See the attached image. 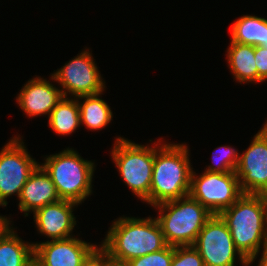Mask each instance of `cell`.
Masks as SVG:
<instances>
[{"mask_svg": "<svg viewBox=\"0 0 267 266\" xmlns=\"http://www.w3.org/2000/svg\"><path fill=\"white\" fill-rule=\"evenodd\" d=\"M219 216L248 266L257 258L261 245L267 250V195L243 193Z\"/></svg>", "mask_w": 267, "mask_h": 266, "instance_id": "cell-1", "label": "cell"}, {"mask_svg": "<svg viewBox=\"0 0 267 266\" xmlns=\"http://www.w3.org/2000/svg\"><path fill=\"white\" fill-rule=\"evenodd\" d=\"M157 143V144H156ZM154 143L150 205L189 195L192 167L186 144Z\"/></svg>", "mask_w": 267, "mask_h": 266, "instance_id": "cell-2", "label": "cell"}, {"mask_svg": "<svg viewBox=\"0 0 267 266\" xmlns=\"http://www.w3.org/2000/svg\"><path fill=\"white\" fill-rule=\"evenodd\" d=\"M110 227L101 246L127 262L167 246L156 218L120 217Z\"/></svg>", "mask_w": 267, "mask_h": 266, "instance_id": "cell-3", "label": "cell"}, {"mask_svg": "<svg viewBox=\"0 0 267 266\" xmlns=\"http://www.w3.org/2000/svg\"><path fill=\"white\" fill-rule=\"evenodd\" d=\"M156 218L169 246H193L212 213L190 195L159 203Z\"/></svg>", "mask_w": 267, "mask_h": 266, "instance_id": "cell-4", "label": "cell"}, {"mask_svg": "<svg viewBox=\"0 0 267 266\" xmlns=\"http://www.w3.org/2000/svg\"><path fill=\"white\" fill-rule=\"evenodd\" d=\"M50 176L60 199L82 203L92 193L94 163L83 159L74 149H65L39 164Z\"/></svg>", "mask_w": 267, "mask_h": 266, "instance_id": "cell-5", "label": "cell"}, {"mask_svg": "<svg viewBox=\"0 0 267 266\" xmlns=\"http://www.w3.org/2000/svg\"><path fill=\"white\" fill-rule=\"evenodd\" d=\"M111 151L123 181L139 199L150 204L154 146H144L118 137Z\"/></svg>", "mask_w": 267, "mask_h": 266, "instance_id": "cell-6", "label": "cell"}, {"mask_svg": "<svg viewBox=\"0 0 267 266\" xmlns=\"http://www.w3.org/2000/svg\"><path fill=\"white\" fill-rule=\"evenodd\" d=\"M243 194L236 172H203L196 176L192 170L189 195L205 206L213 215H219Z\"/></svg>", "mask_w": 267, "mask_h": 266, "instance_id": "cell-7", "label": "cell"}, {"mask_svg": "<svg viewBox=\"0 0 267 266\" xmlns=\"http://www.w3.org/2000/svg\"><path fill=\"white\" fill-rule=\"evenodd\" d=\"M193 247L205 266H234L236 255L243 266H248V261L236 249L231 233L219 215H212L205 223Z\"/></svg>", "mask_w": 267, "mask_h": 266, "instance_id": "cell-8", "label": "cell"}, {"mask_svg": "<svg viewBox=\"0 0 267 266\" xmlns=\"http://www.w3.org/2000/svg\"><path fill=\"white\" fill-rule=\"evenodd\" d=\"M21 137H13L0 151V206L7 205V197L19 198L30 174L39 165L25 149Z\"/></svg>", "mask_w": 267, "mask_h": 266, "instance_id": "cell-9", "label": "cell"}, {"mask_svg": "<svg viewBox=\"0 0 267 266\" xmlns=\"http://www.w3.org/2000/svg\"><path fill=\"white\" fill-rule=\"evenodd\" d=\"M91 54L90 51L84 50L51 75V79L61 85L63 97H67L68 92L78 98L104 91L105 81L103 82L99 75Z\"/></svg>", "mask_w": 267, "mask_h": 266, "instance_id": "cell-10", "label": "cell"}, {"mask_svg": "<svg viewBox=\"0 0 267 266\" xmlns=\"http://www.w3.org/2000/svg\"><path fill=\"white\" fill-rule=\"evenodd\" d=\"M235 172L243 193L267 195V120L248 149L239 155Z\"/></svg>", "mask_w": 267, "mask_h": 266, "instance_id": "cell-11", "label": "cell"}, {"mask_svg": "<svg viewBox=\"0 0 267 266\" xmlns=\"http://www.w3.org/2000/svg\"><path fill=\"white\" fill-rule=\"evenodd\" d=\"M33 246L34 261L39 266H82L97 247L75 236Z\"/></svg>", "mask_w": 267, "mask_h": 266, "instance_id": "cell-12", "label": "cell"}, {"mask_svg": "<svg viewBox=\"0 0 267 266\" xmlns=\"http://www.w3.org/2000/svg\"><path fill=\"white\" fill-rule=\"evenodd\" d=\"M75 206H78L75 202L60 199L37 209L33 213L37 230L52 241L73 237L76 218L72 212Z\"/></svg>", "mask_w": 267, "mask_h": 266, "instance_id": "cell-13", "label": "cell"}, {"mask_svg": "<svg viewBox=\"0 0 267 266\" xmlns=\"http://www.w3.org/2000/svg\"><path fill=\"white\" fill-rule=\"evenodd\" d=\"M63 97L61 89L41 77L29 80L20 90L16 100L20 108L29 116L47 115Z\"/></svg>", "mask_w": 267, "mask_h": 266, "instance_id": "cell-14", "label": "cell"}, {"mask_svg": "<svg viewBox=\"0 0 267 266\" xmlns=\"http://www.w3.org/2000/svg\"><path fill=\"white\" fill-rule=\"evenodd\" d=\"M19 209L28 216L27 212L33 213L47 205L60 200L52 179L47 172L38 165L30 174L19 196Z\"/></svg>", "mask_w": 267, "mask_h": 266, "instance_id": "cell-15", "label": "cell"}, {"mask_svg": "<svg viewBox=\"0 0 267 266\" xmlns=\"http://www.w3.org/2000/svg\"><path fill=\"white\" fill-rule=\"evenodd\" d=\"M227 52L228 66L236 81L240 83L258 82L255 47L253 45L230 42Z\"/></svg>", "mask_w": 267, "mask_h": 266, "instance_id": "cell-16", "label": "cell"}, {"mask_svg": "<svg viewBox=\"0 0 267 266\" xmlns=\"http://www.w3.org/2000/svg\"><path fill=\"white\" fill-rule=\"evenodd\" d=\"M11 228L0 236V266H28L34 261L33 243H25Z\"/></svg>", "mask_w": 267, "mask_h": 266, "instance_id": "cell-17", "label": "cell"}, {"mask_svg": "<svg viewBox=\"0 0 267 266\" xmlns=\"http://www.w3.org/2000/svg\"><path fill=\"white\" fill-rule=\"evenodd\" d=\"M231 42L263 46L267 43V19L244 15L231 26Z\"/></svg>", "mask_w": 267, "mask_h": 266, "instance_id": "cell-18", "label": "cell"}, {"mask_svg": "<svg viewBox=\"0 0 267 266\" xmlns=\"http://www.w3.org/2000/svg\"><path fill=\"white\" fill-rule=\"evenodd\" d=\"M101 94L103 93L77 98L81 124H84L90 130H99L106 127L113 118L109 105L99 98ZM78 99H84L83 103L79 102Z\"/></svg>", "mask_w": 267, "mask_h": 266, "instance_id": "cell-19", "label": "cell"}, {"mask_svg": "<svg viewBox=\"0 0 267 266\" xmlns=\"http://www.w3.org/2000/svg\"><path fill=\"white\" fill-rule=\"evenodd\" d=\"M49 127L58 135L75 132L81 125L77 98L62 97L48 117Z\"/></svg>", "mask_w": 267, "mask_h": 266, "instance_id": "cell-20", "label": "cell"}, {"mask_svg": "<svg viewBox=\"0 0 267 266\" xmlns=\"http://www.w3.org/2000/svg\"><path fill=\"white\" fill-rule=\"evenodd\" d=\"M212 155L213 165L208 166L205 171L226 173L235 172L239 163V153L231 146H220Z\"/></svg>", "mask_w": 267, "mask_h": 266, "instance_id": "cell-21", "label": "cell"}, {"mask_svg": "<svg viewBox=\"0 0 267 266\" xmlns=\"http://www.w3.org/2000/svg\"><path fill=\"white\" fill-rule=\"evenodd\" d=\"M174 246L165 248L128 261L129 266H171Z\"/></svg>", "mask_w": 267, "mask_h": 266, "instance_id": "cell-22", "label": "cell"}, {"mask_svg": "<svg viewBox=\"0 0 267 266\" xmlns=\"http://www.w3.org/2000/svg\"><path fill=\"white\" fill-rule=\"evenodd\" d=\"M171 266H205V264L193 246H176Z\"/></svg>", "mask_w": 267, "mask_h": 266, "instance_id": "cell-23", "label": "cell"}, {"mask_svg": "<svg viewBox=\"0 0 267 266\" xmlns=\"http://www.w3.org/2000/svg\"><path fill=\"white\" fill-rule=\"evenodd\" d=\"M255 64L258 71V83L267 80V48L255 46Z\"/></svg>", "mask_w": 267, "mask_h": 266, "instance_id": "cell-24", "label": "cell"}, {"mask_svg": "<svg viewBox=\"0 0 267 266\" xmlns=\"http://www.w3.org/2000/svg\"><path fill=\"white\" fill-rule=\"evenodd\" d=\"M101 266H129L128 262L112 256L101 246Z\"/></svg>", "mask_w": 267, "mask_h": 266, "instance_id": "cell-25", "label": "cell"}, {"mask_svg": "<svg viewBox=\"0 0 267 266\" xmlns=\"http://www.w3.org/2000/svg\"><path fill=\"white\" fill-rule=\"evenodd\" d=\"M82 266H101V246L96 247L90 257L83 263Z\"/></svg>", "mask_w": 267, "mask_h": 266, "instance_id": "cell-26", "label": "cell"}, {"mask_svg": "<svg viewBox=\"0 0 267 266\" xmlns=\"http://www.w3.org/2000/svg\"><path fill=\"white\" fill-rule=\"evenodd\" d=\"M10 223L7 217L0 216V236L10 227Z\"/></svg>", "mask_w": 267, "mask_h": 266, "instance_id": "cell-27", "label": "cell"}, {"mask_svg": "<svg viewBox=\"0 0 267 266\" xmlns=\"http://www.w3.org/2000/svg\"><path fill=\"white\" fill-rule=\"evenodd\" d=\"M262 256L259 259V263L257 266H267V250L262 251Z\"/></svg>", "mask_w": 267, "mask_h": 266, "instance_id": "cell-28", "label": "cell"}, {"mask_svg": "<svg viewBox=\"0 0 267 266\" xmlns=\"http://www.w3.org/2000/svg\"><path fill=\"white\" fill-rule=\"evenodd\" d=\"M28 266H39L35 261H32Z\"/></svg>", "mask_w": 267, "mask_h": 266, "instance_id": "cell-29", "label": "cell"}]
</instances>
